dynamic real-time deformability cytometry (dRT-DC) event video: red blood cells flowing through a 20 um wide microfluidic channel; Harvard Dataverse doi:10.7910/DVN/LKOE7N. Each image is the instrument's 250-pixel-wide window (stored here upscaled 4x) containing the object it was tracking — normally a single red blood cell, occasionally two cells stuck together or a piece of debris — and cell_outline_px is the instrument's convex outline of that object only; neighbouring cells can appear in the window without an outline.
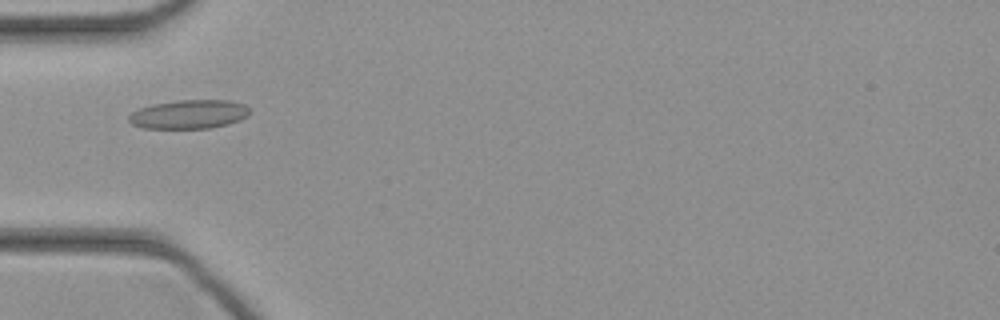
{"species": "common noctule bat (a hibernating species)", "species_latin": "Nyctalus noctula", "temperature_condition": "cold", "stored_images_in_passage": 46, "camera_frame_rate_fps": 3000, "um_per_image_px": 0.085, "animal": {"sex": "female", "body_mass_g": 21.9}, "frame": {"image": 1, "passage_image": 15, "time_ms": 4.667, "image_size_px": [1000, 320], "cell_outline_px": [[252, 112], [248, 116], [240, 120], [228, 124], [208, 128], [144, 128], [132, 124], [128, 120], [128, 116], [132, 112], [140, 108], [152, 104], [180, 100], [228, 100], [244, 104]], "centroid_in_image_um": [16.08, 9.71], "position_along_channel_um": 68.9, "area_um2": 20.35}}
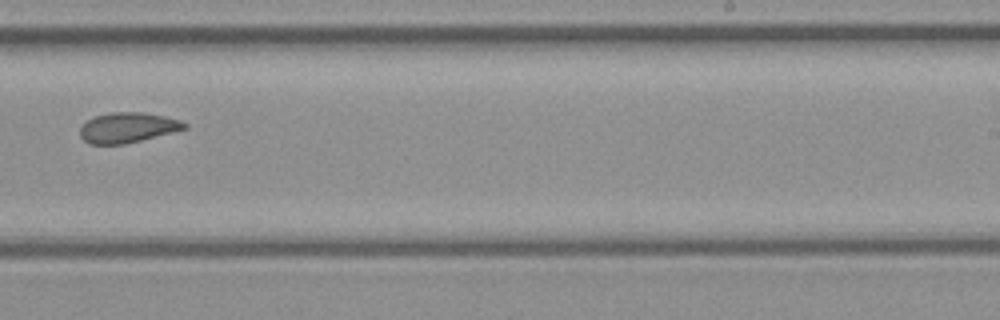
{"frame": {"image": 2, "passage_image": 29, "time_ms": 9.333, "image_size_px": [1000, 320], "cell_outline_px": [[188, 128], [124, 144], [88, 144], [80, 136], [80, 128], [88, 120], [96, 116], [112, 112], [144, 112], [164, 116], [180, 120], [188, 124]], "centroid_in_image_um": [10.86, 10.84], "position_along_channel_um": 278.1, "area_um2": 18.21}}
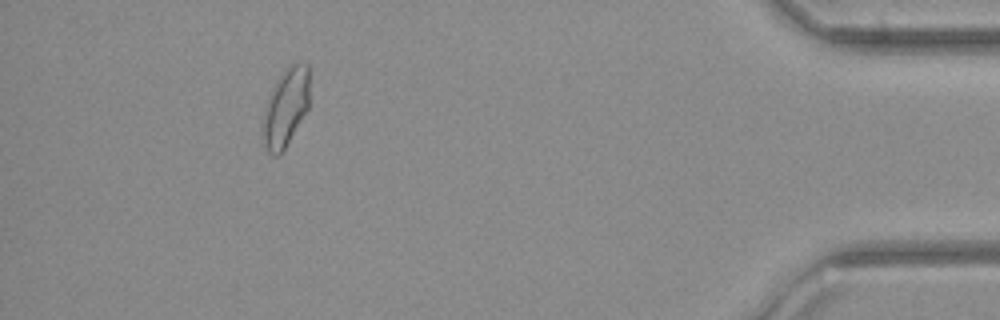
{"frame": {"image": 3, "passage_image": 42, "time_ms": 13.667, "image_size_px": [1000, 320], "cell_outline_px": [[308, 108], [280, 156], [272, 156], [268, 152], [260, 140], [260, 124], [268, 96], [280, 72], [288, 64], [300, 60], [308, 64]], "centroid_in_image_um": [24.22, 9.14], "position_along_channel_um": 411.0, "area_um2": 22.08}}